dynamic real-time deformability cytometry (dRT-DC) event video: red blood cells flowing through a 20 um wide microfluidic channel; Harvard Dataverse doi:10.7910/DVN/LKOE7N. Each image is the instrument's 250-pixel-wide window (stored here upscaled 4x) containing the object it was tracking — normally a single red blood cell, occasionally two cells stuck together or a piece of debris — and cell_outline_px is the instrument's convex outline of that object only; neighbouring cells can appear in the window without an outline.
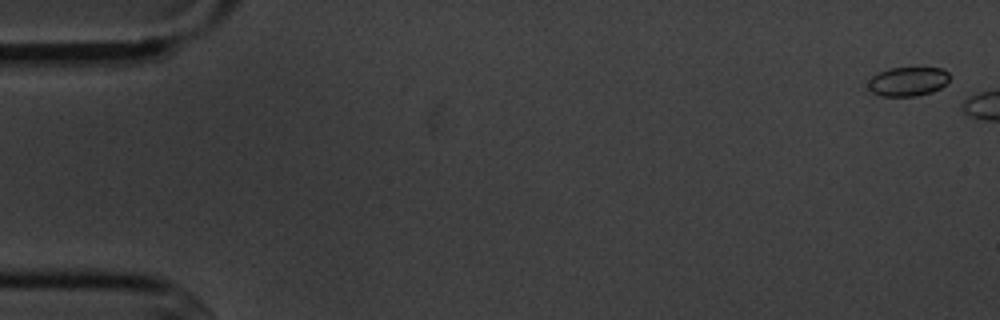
{"species": "common noctule bat (a hibernating species)", "species_latin": "Nyctalus noctula", "temperature_condition": "cold", "stored_images_in_passage": 6, "camera_frame_rate_fps": 3000, "um_per_image_px": 0.085, "animal": {"sex": "male", "body_mass_g": 20.1, "forearm_length_mm": 53.5}, "frame": {"image": 1, "passage_image": 1, "time_ms": 0.0, "image_size_px": [1000, 320], "cell_outline_px": [[948, 80], [940, 88], [932, 92], [916, 96], [880, 96], [872, 92], [868, 88], [868, 84], [872, 76], [888, 68], [940, 68], [948, 72]], "centroid_in_image_um": [77.14, 6.93], "position_along_channel_um": 7.9, "area_um2": 13.7}}